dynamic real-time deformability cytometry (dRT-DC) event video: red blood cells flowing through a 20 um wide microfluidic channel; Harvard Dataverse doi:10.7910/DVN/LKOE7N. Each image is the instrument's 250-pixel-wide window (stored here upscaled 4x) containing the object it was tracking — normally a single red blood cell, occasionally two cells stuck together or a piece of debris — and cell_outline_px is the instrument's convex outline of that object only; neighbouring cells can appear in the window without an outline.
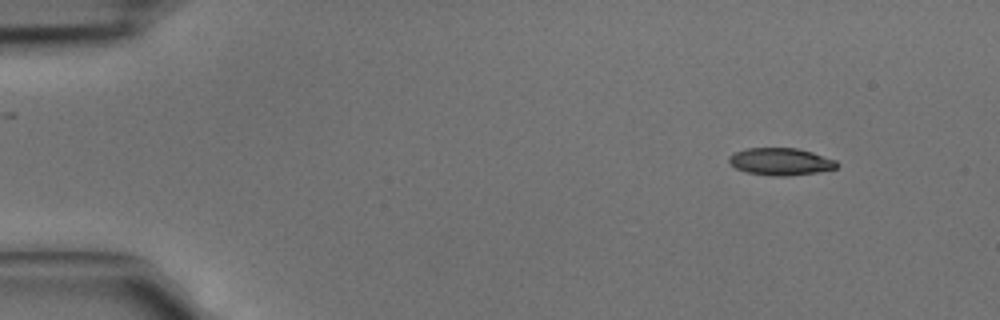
{"species": "common noctule bat (a hibernating species)", "species_latin": "Nyctalus noctula", "temperature_condition": "cold", "stored_images_in_passage": 3, "camera_frame_rate_fps": 3000, "um_per_image_px": 0.085, "animal": {"sex": "male", "body_mass_g": 15.6}, "frame": {"image": 1, "passage_image": 1, "time_ms": 0.0, "image_size_px": [1000, 320], "cell_outline_px": [[840, 164], [836, 168], [816, 172], [784, 176], [776, 176], [748, 172], [736, 168], [728, 160], [728, 156], [744, 148], [796, 148], [812, 152], [836, 160]], "centroid_in_image_um": [66.36, 13.72], "position_along_channel_um": 18.6, "area_um2": 16.94}}